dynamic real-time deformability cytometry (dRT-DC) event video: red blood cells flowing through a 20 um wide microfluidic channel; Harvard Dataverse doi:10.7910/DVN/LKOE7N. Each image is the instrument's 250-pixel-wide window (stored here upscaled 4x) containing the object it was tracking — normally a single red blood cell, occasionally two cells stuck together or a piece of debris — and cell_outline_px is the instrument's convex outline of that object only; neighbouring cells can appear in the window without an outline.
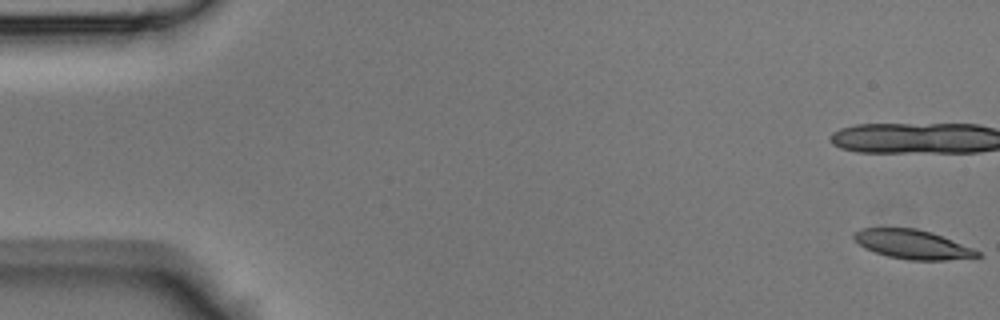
{"species": "Egyptian fruit bat (a non-hibernating species)", "species_latin": "Rousettus aegyptiacus", "temperature_condition": "room temperature", "stored_images_in_passage": 48, "camera_frame_rate_fps": 3000, "um_per_image_px": 0.085, "animal": {"sex": "male"}, "frame": {"image": 1, "passage_image": 1, "time_ms": 0.0, "image_size_px": [1000, 320], "cell_outline_px": [[984, 256], [944, 260], [908, 260], [888, 256], [864, 248], [852, 236], [852, 232], [860, 228], [916, 228], [932, 232], [972, 248], [980, 252]], "centroid_in_image_um": [77.55, 20.76], "position_along_channel_um": 7.5, "area_um2": 20.87}}